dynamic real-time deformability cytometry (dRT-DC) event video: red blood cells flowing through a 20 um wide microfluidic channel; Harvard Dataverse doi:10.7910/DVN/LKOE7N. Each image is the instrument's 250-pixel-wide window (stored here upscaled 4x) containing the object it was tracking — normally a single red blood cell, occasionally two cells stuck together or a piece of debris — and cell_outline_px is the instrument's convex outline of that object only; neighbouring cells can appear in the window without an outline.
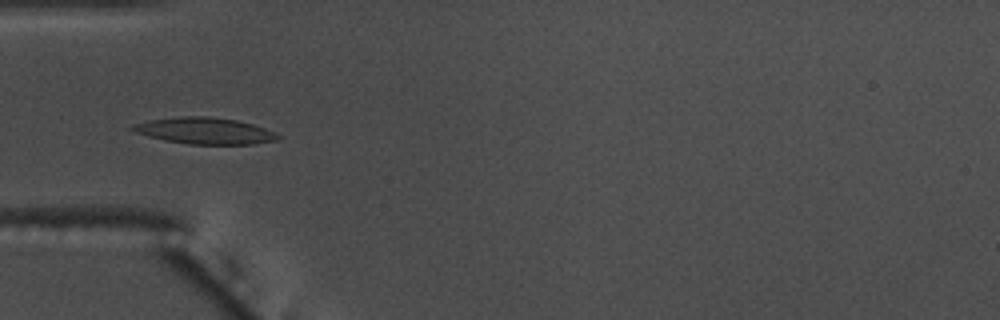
{"species": "common noctule bat (a hibernating species)", "species_latin": "Nyctalus noctula", "temperature_condition": "warm", "stored_images_in_passage": 12, "camera_frame_rate_fps": 3000, "um_per_image_px": 0.085, "animal": {"sex": "male", "body_mass_g": 17.5, "forearm_length_mm": 52.3}, "frame": {"image": 1, "passage_image": 6, "time_ms": 1.667, "image_size_px": [1000, 320], "cell_outline_px": [[280, 140], [252, 144], [188, 144], [164, 140], [148, 136], [136, 132], [128, 128], [132, 124], [148, 120], [184, 116], [208, 116], [236, 120], [252, 124], [276, 132], [280, 136]], "centroid_in_image_um": [17.4, 11.12], "position_along_channel_um": 67.6, "area_um2": 22.43}}